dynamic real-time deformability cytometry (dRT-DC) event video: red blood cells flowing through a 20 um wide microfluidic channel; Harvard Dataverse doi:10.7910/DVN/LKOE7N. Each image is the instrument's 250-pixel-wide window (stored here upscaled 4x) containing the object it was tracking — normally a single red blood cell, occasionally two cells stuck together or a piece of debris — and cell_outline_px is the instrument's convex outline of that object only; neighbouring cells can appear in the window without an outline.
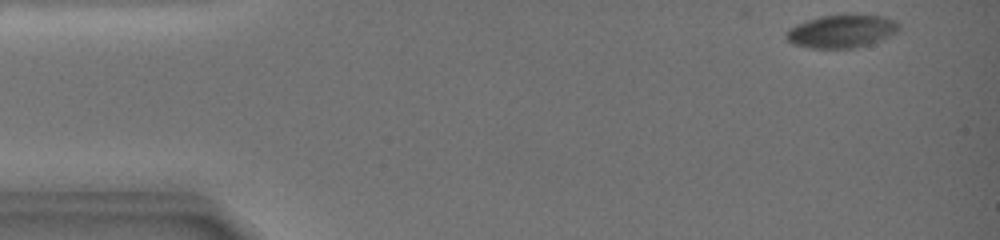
{"species": "common noctule bat (a hibernating species)", "species_latin": "Nyctalus noctula", "temperature_condition": "warm", "stored_images_in_passage": 12, "camera_frame_rate_fps": 3000, "um_per_image_px": 0.085, "animal": {"sex": "female", "body_mass_g": 19.0, "forearm_length_mm": 51.5}, "frame": {"image": 1, "passage_image": 1, "time_ms": 0.0, "image_size_px": [1000, 240], "cell_outline_px": [[900, 28], [896, 32], [880, 40], [856, 48], [808, 48], [792, 44], [784, 36], [784, 32], [788, 28], [804, 20], [820, 16], [888, 16], [896, 20], [900, 24]], "centroid_in_image_um": [71.49, 2.67], "position_along_channel_um": 13.5, "area_um2": 21.68}}
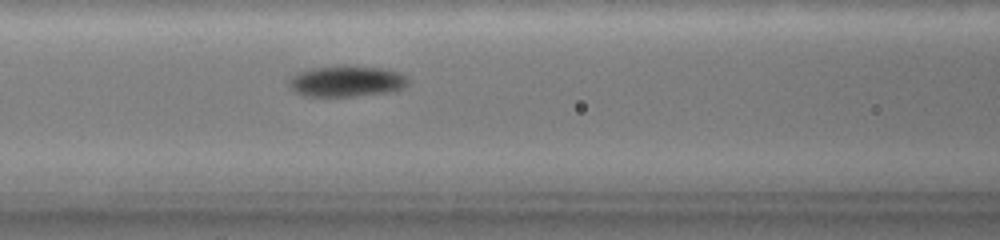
{"frame": {"image": 2, "passage_image": 10, "time_ms": 7.0, "image_size_px": [1000, 240], "cell_outline_px": [[404, 84], [400, 88], [348, 96], [312, 96], [300, 92], [292, 84], [292, 80], [300, 72], [316, 68], [380, 68], [396, 72], [404, 76]], "centroid_in_image_um": [29.45, 6.92], "position_along_channel_um": 137.2, "area_um2": 18.96}}
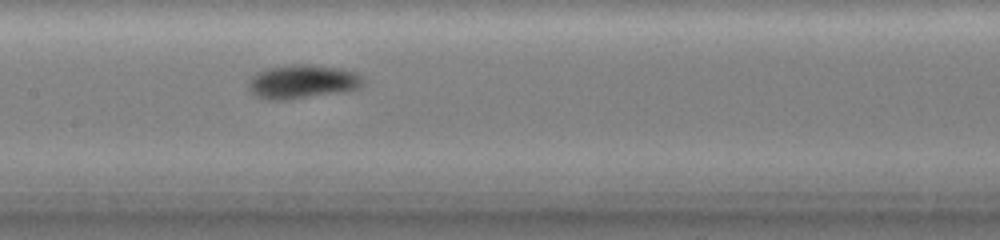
{"frame": {"image": 3, "passage_image": 12, "time_ms": 8.333, "image_size_px": [1000, 240], "cell_outline_px": [[360, 80], [352, 88], [296, 96], [260, 96], [252, 88], [252, 80], [256, 72], [272, 68], [292, 64], [312, 64], [340, 68], [356, 72], [360, 76]], "centroid_in_image_um": [25.72, 6.81], "position_along_channel_um": 181.7, "area_um2": 19.71}}